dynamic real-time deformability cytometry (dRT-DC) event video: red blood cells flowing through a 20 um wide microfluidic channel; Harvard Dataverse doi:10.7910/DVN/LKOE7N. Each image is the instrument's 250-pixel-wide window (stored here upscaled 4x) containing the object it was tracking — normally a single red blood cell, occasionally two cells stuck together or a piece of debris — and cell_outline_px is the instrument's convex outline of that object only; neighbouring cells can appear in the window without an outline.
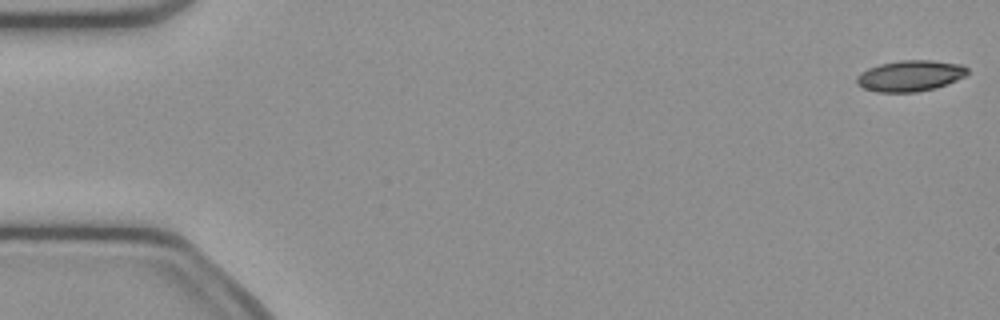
{"species": "common noctule bat (a hibernating species)", "species_latin": "Nyctalus noctula", "temperature_condition": "cold", "stored_images_in_passage": 14, "camera_frame_rate_fps": 3000, "um_per_image_px": 0.085, "animal": {"sex": "female", "body_mass_g": 21.9}, "frame": {"image": 1, "passage_image": 1, "time_ms": 0.0, "image_size_px": [1000, 320], "cell_outline_px": [[968, 72], [964, 76], [956, 80], [936, 88], [916, 92], [876, 92], [864, 88], [856, 84], [856, 76], [860, 72], [868, 68], [880, 64], [900, 60], [932, 60], [960, 64], [968, 68]], "centroid_in_image_um": [77.33, 6.44], "position_along_channel_um": 7.7, "area_um2": 20.06}}
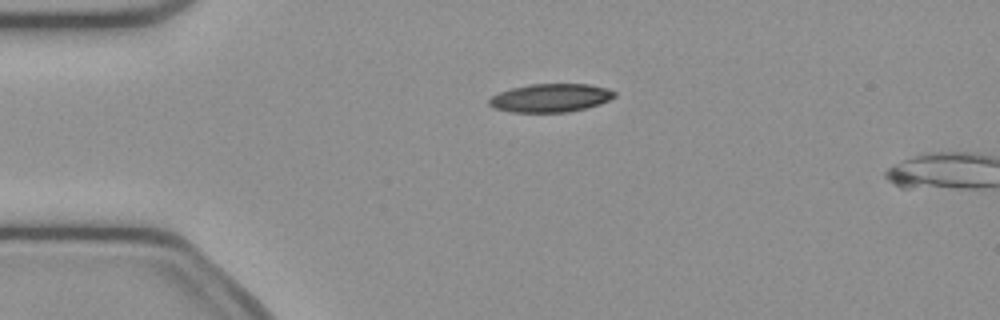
{"frame": {"image": 2, "passage_image": 12, "time_ms": 3.667, "image_size_px": [1000, 320], "cell_outline_px": [[616, 96], [600, 104], [568, 112], [512, 112], [496, 108], [488, 104], [488, 100], [492, 96], [500, 92], [512, 88], [532, 84], [588, 84], [608, 88], [616, 92]], "centroid_in_image_um": [46.82, 8.32], "position_along_channel_um": 38.2, "area_um2": 20.58}}